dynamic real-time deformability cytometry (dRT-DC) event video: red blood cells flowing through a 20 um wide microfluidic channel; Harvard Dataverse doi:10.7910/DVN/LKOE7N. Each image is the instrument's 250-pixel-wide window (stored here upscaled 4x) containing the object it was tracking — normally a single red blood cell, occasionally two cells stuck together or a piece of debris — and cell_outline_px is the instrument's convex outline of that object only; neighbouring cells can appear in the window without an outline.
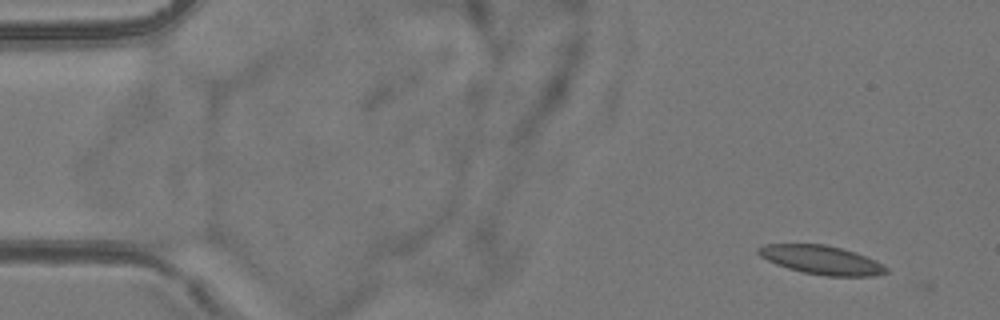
{"species": "common noctule bat (a hibernating species)", "species_latin": "Nyctalus noctula", "temperature_condition": "room temperature", "stored_images_in_passage": 2, "camera_frame_rate_fps": 3000, "um_per_image_px": 0.085, "animal": {"sex": "female", "body_mass_g": 24.6, "forearm_length_mm": 56.2}, "frame": {"image": 1, "passage_image": 1, "time_ms": 0.0, "image_size_px": [1000, 320], "cell_outline_px": [[888, 272], [876, 276], [824, 276], [804, 272], [788, 268], [776, 264], [760, 256], [756, 252], [756, 248], [764, 244], [824, 244], [856, 252], [876, 260], [888, 268]], "centroid_in_image_um": [69.83, 22.09], "position_along_channel_um": 15.2, "area_um2": 21.5}}